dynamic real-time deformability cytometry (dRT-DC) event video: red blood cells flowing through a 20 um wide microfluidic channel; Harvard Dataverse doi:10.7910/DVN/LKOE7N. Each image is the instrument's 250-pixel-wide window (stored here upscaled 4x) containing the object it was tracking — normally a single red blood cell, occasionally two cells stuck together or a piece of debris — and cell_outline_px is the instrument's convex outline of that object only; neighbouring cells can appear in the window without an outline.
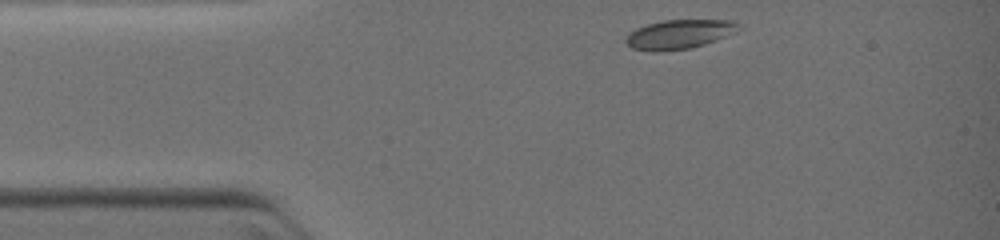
{"species": "common noctule bat (a hibernating species)", "species_latin": "Nyctalus noctula", "temperature_condition": "warm", "stored_images_in_passage": 19, "camera_frame_rate_fps": 3000, "um_per_image_px": 0.085, "animal": {"sex": "female", "body_mass_g": 19.0, "forearm_length_mm": 51.5}, "frame": {"image": 1, "passage_image": 1, "time_ms": 0.0, "image_size_px": [1000, 240], "cell_outline_px": [[740, 24], [736, 32], [716, 40], [704, 44], [688, 48], [660, 52], [656, 52], [632, 48], [624, 40], [628, 32], [636, 28], [648, 24], [664, 20], [732, 20]], "centroid_in_image_um": [57.7, 2.91], "position_along_channel_um": 27.3, "area_um2": 19.13}}
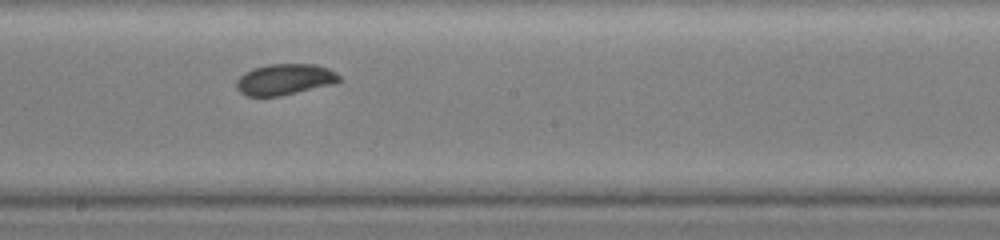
{"frame": {"image": 2, "passage_image": 11, "time_ms": 5.0, "image_size_px": [1000, 240], "cell_outline_px": [[340, 80], [336, 84], [280, 96], [244, 96], [236, 88], [236, 80], [244, 72], [252, 68], [268, 64], [316, 64], [328, 68], [336, 72], [340, 76]], "centroid_in_image_um": [24.2, 6.75], "position_along_channel_um": 224.0, "area_um2": 18.9}}
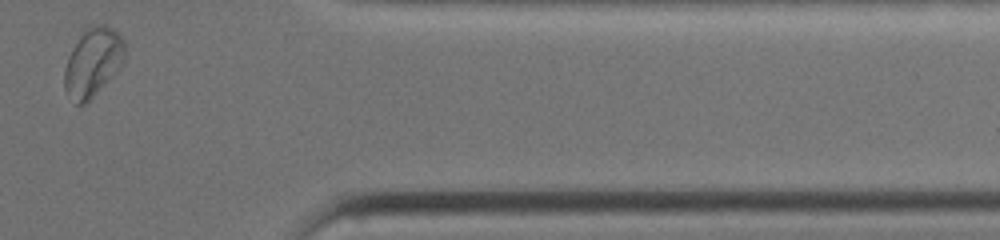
{"frame": {"image": 3, "passage_image": 19, "time_ms": 9.0, "image_size_px": [1000, 240], "cell_outline_px": [[124, 60], [120, 68], [84, 104], [76, 104], [64, 92], [64, 68], [68, 56], [72, 48], [88, 24], [108, 24], [124, 40]], "centroid_in_image_um": [7.87, 5.25], "position_along_channel_um": 403.5, "area_um2": 24.1}}